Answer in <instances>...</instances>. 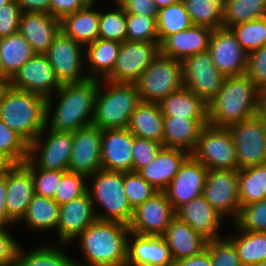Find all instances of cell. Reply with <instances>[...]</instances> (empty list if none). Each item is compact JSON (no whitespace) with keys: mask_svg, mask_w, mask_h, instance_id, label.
<instances>
[{"mask_svg":"<svg viewBox=\"0 0 266 266\" xmlns=\"http://www.w3.org/2000/svg\"><path fill=\"white\" fill-rule=\"evenodd\" d=\"M96 93L97 80L62 84L55 92L56 104L52 96L46 99L45 126L55 131L75 132L91 125Z\"/></svg>","mask_w":266,"mask_h":266,"instance_id":"cell-1","label":"cell"},{"mask_svg":"<svg viewBox=\"0 0 266 266\" xmlns=\"http://www.w3.org/2000/svg\"><path fill=\"white\" fill-rule=\"evenodd\" d=\"M129 225L96 219L75 240L85 255V262L75 266H126Z\"/></svg>","mask_w":266,"mask_h":266,"instance_id":"cell-2","label":"cell"},{"mask_svg":"<svg viewBox=\"0 0 266 266\" xmlns=\"http://www.w3.org/2000/svg\"><path fill=\"white\" fill-rule=\"evenodd\" d=\"M260 91L247 74L226 77L208 103V125L228 128L258 114Z\"/></svg>","mask_w":266,"mask_h":266,"instance_id":"cell-3","label":"cell"},{"mask_svg":"<svg viewBox=\"0 0 266 266\" xmlns=\"http://www.w3.org/2000/svg\"><path fill=\"white\" fill-rule=\"evenodd\" d=\"M46 98L6 86L0 97V120L28 144L45 128Z\"/></svg>","mask_w":266,"mask_h":266,"instance_id":"cell-4","label":"cell"},{"mask_svg":"<svg viewBox=\"0 0 266 266\" xmlns=\"http://www.w3.org/2000/svg\"><path fill=\"white\" fill-rule=\"evenodd\" d=\"M141 102L135 84L97 80L92 124L100 129L128 128L131 114Z\"/></svg>","mask_w":266,"mask_h":266,"instance_id":"cell-5","label":"cell"},{"mask_svg":"<svg viewBox=\"0 0 266 266\" xmlns=\"http://www.w3.org/2000/svg\"><path fill=\"white\" fill-rule=\"evenodd\" d=\"M87 181H89L87 191L93 203L96 218L101 221H116L129 225L134 209L124 193L123 172L100 169L89 176ZM97 205L102 209L98 210Z\"/></svg>","mask_w":266,"mask_h":266,"instance_id":"cell-6","label":"cell"},{"mask_svg":"<svg viewBox=\"0 0 266 266\" xmlns=\"http://www.w3.org/2000/svg\"><path fill=\"white\" fill-rule=\"evenodd\" d=\"M134 84L142 102L160 103L184 86L181 60L159 54Z\"/></svg>","mask_w":266,"mask_h":266,"instance_id":"cell-7","label":"cell"},{"mask_svg":"<svg viewBox=\"0 0 266 266\" xmlns=\"http://www.w3.org/2000/svg\"><path fill=\"white\" fill-rule=\"evenodd\" d=\"M72 147L73 132L55 131L45 126L36 139L28 144L27 160L35 168L67 171Z\"/></svg>","mask_w":266,"mask_h":266,"instance_id":"cell-8","label":"cell"},{"mask_svg":"<svg viewBox=\"0 0 266 266\" xmlns=\"http://www.w3.org/2000/svg\"><path fill=\"white\" fill-rule=\"evenodd\" d=\"M191 155L207 169L238 170L233 136L225 127L204 126Z\"/></svg>","mask_w":266,"mask_h":266,"instance_id":"cell-9","label":"cell"},{"mask_svg":"<svg viewBox=\"0 0 266 266\" xmlns=\"http://www.w3.org/2000/svg\"><path fill=\"white\" fill-rule=\"evenodd\" d=\"M84 48L62 31L55 36L45 55L61 84L79 83L89 79L84 69Z\"/></svg>","mask_w":266,"mask_h":266,"instance_id":"cell-10","label":"cell"},{"mask_svg":"<svg viewBox=\"0 0 266 266\" xmlns=\"http://www.w3.org/2000/svg\"><path fill=\"white\" fill-rule=\"evenodd\" d=\"M228 129L234 140L238 170L266 164V126L258 114Z\"/></svg>","mask_w":266,"mask_h":266,"instance_id":"cell-11","label":"cell"},{"mask_svg":"<svg viewBox=\"0 0 266 266\" xmlns=\"http://www.w3.org/2000/svg\"><path fill=\"white\" fill-rule=\"evenodd\" d=\"M205 200L225 219H237L241 204L238 170L208 169L203 189Z\"/></svg>","mask_w":266,"mask_h":266,"instance_id":"cell-12","label":"cell"},{"mask_svg":"<svg viewBox=\"0 0 266 266\" xmlns=\"http://www.w3.org/2000/svg\"><path fill=\"white\" fill-rule=\"evenodd\" d=\"M184 86L207 104L218 94L225 76L216 68L208 51L187 56L181 61Z\"/></svg>","mask_w":266,"mask_h":266,"instance_id":"cell-13","label":"cell"},{"mask_svg":"<svg viewBox=\"0 0 266 266\" xmlns=\"http://www.w3.org/2000/svg\"><path fill=\"white\" fill-rule=\"evenodd\" d=\"M159 54V42L124 41L121 43L113 71L105 80L134 84Z\"/></svg>","mask_w":266,"mask_h":266,"instance_id":"cell-14","label":"cell"},{"mask_svg":"<svg viewBox=\"0 0 266 266\" xmlns=\"http://www.w3.org/2000/svg\"><path fill=\"white\" fill-rule=\"evenodd\" d=\"M8 85L17 90L39 94L47 99L54 96L62 84L57 79L46 55L34 54L8 81Z\"/></svg>","mask_w":266,"mask_h":266,"instance_id":"cell-15","label":"cell"},{"mask_svg":"<svg viewBox=\"0 0 266 266\" xmlns=\"http://www.w3.org/2000/svg\"><path fill=\"white\" fill-rule=\"evenodd\" d=\"M210 53L216 68L225 76L246 74L248 56L230 29H214L209 42Z\"/></svg>","mask_w":266,"mask_h":266,"instance_id":"cell-16","label":"cell"},{"mask_svg":"<svg viewBox=\"0 0 266 266\" xmlns=\"http://www.w3.org/2000/svg\"><path fill=\"white\" fill-rule=\"evenodd\" d=\"M101 145L102 129L93 124L73 132V147L67 171L88 178L102 169Z\"/></svg>","mask_w":266,"mask_h":266,"instance_id":"cell-17","label":"cell"},{"mask_svg":"<svg viewBox=\"0 0 266 266\" xmlns=\"http://www.w3.org/2000/svg\"><path fill=\"white\" fill-rule=\"evenodd\" d=\"M175 213L166 194L158 192L134 209L129 224L130 232L140 235H163L176 216Z\"/></svg>","mask_w":266,"mask_h":266,"instance_id":"cell-18","label":"cell"},{"mask_svg":"<svg viewBox=\"0 0 266 266\" xmlns=\"http://www.w3.org/2000/svg\"><path fill=\"white\" fill-rule=\"evenodd\" d=\"M208 169L191 154L163 191L176 211L183 204L203 195Z\"/></svg>","mask_w":266,"mask_h":266,"instance_id":"cell-19","label":"cell"},{"mask_svg":"<svg viewBox=\"0 0 266 266\" xmlns=\"http://www.w3.org/2000/svg\"><path fill=\"white\" fill-rule=\"evenodd\" d=\"M96 215L88 191L59 209L57 225L58 244L66 246L84 232L95 220Z\"/></svg>","mask_w":266,"mask_h":266,"instance_id":"cell-20","label":"cell"},{"mask_svg":"<svg viewBox=\"0 0 266 266\" xmlns=\"http://www.w3.org/2000/svg\"><path fill=\"white\" fill-rule=\"evenodd\" d=\"M135 136L127 128L102 129V169L116 172L132 171V147Z\"/></svg>","mask_w":266,"mask_h":266,"instance_id":"cell-21","label":"cell"},{"mask_svg":"<svg viewBox=\"0 0 266 266\" xmlns=\"http://www.w3.org/2000/svg\"><path fill=\"white\" fill-rule=\"evenodd\" d=\"M173 263L163 235L129 233L126 266H173Z\"/></svg>","mask_w":266,"mask_h":266,"instance_id":"cell-22","label":"cell"},{"mask_svg":"<svg viewBox=\"0 0 266 266\" xmlns=\"http://www.w3.org/2000/svg\"><path fill=\"white\" fill-rule=\"evenodd\" d=\"M61 31L60 19L44 12H22L18 32L35 54H45Z\"/></svg>","mask_w":266,"mask_h":266,"instance_id":"cell-23","label":"cell"},{"mask_svg":"<svg viewBox=\"0 0 266 266\" xmlns=\"http://www.w3.org/2000/svg\"><path fill=\"white\" fill-rule=\"evenodd\" d=\"M175 212L176 217L208 241L224 237L219 228L225 218L214 210L203 195L183 204Z\"/></svg>","mask_w":266,"mask_h":266,"instance_id":"cell-24","label":"cell"},{"mask_svg":"<svg viewBox=\"0 0 266 266\" xmlns=\"http://www.w3.org/2000/svg\"><path fill=\"white\" fill-rule=\"evenodd\" d=\"M6 185L8 217L18 224L35 195L31 172L23 164H15L6 173Z\"/></svg>","mask_w":266,"mask_h":266,"instance_id":"cell-25","label":"cell"},{"mask_svg":"<svg viewBox=\"0 0 266 266\" xmlns=\"http://www.w3.org/2000/svg\"><path fill=\"white\" fill-rule=\"evenodd\" d=\"M212 32L213 29L209 27L192 25L186 30L166 37L160 43V54L182 61L187 56L206 52Z\"/></svg>","mask_w":266,"mask_h":266,"instance_id":"cell-26","label":"cell"},{"mask_svg":"<svg viewBox=\"0 0 266 266\" xmlns=\"http://www.w3.org/2000/svg\"><path fill=\"white\" fill-rule=\"evenodd\" d=\"M189 155L181 149L162 147L155 159L137 173L156 190L163 192Z\"/></svg>","mask_w":266,"mask_h":266,"instance_id":"cell-27","label":"cell"},{"mask_svg":"<svg viewBox=\"0 0 266 266\" xmlns=\"http://www.w3.org/2000/svg\"><path fill=\"white\" fill-rule=\"evenodd\" d=\"M163 147L193 152L202 128L208 125V118H185L163 116Z\"/></svg>","mask_w":266,"mask_h":266,"instance_id":"cell-28","label":"cell"},{"mask_svg":"<svg viewBox=\"0 0 266 266\" xmlns=\"http://www.w3.org/2000/svg\"><path fill=\"white\" fill-rule=\"evenodd\" d=\"M163 238L174 261L201 253L206 249L208 241L176 216L163 234Z\"/></svg>","mask_w":266,"mask_h":266,"instance_id":"cell-29","label":"cell"},{"mask_svg":"<svg viewBox=\"0 0 266 266\" xmlns=\"http://www.w3.org/2000/svg\"><path fill=\"white\" fill-rule=\"evenodd\" d=\"M120 47V42L99 38L85 46V68L88 78L105 80L113 71Z\"/></svg>","mask_w":266,"mask_h":266,"instance_id":"cell-30","label":"cell"},{"mask_svg":"<svg viewBox=\"0 0 266 266\" xmlns=\"http://www.w3.org/2000/svg\"><path fill=\"white\" fill-rule=\"evenodd\" d=\"M164 119L159 103L141 102L131 114L128 130L139 138L163 143Z\"/></svg>","mask_w":266,"mask_h":266,"instance_id":"cell-31","label":"cell"},{"mask_svg":"<svg viewBox=\"0 0 266 266\" xmlns=\"http://www.w3.org/2000/svg\"><path fill=\"white\" fill-rule=\"evenodd\" d=\"M61 31L83 46L95 42L99 36V10L94 6H84L75 13L60 20Z\"/></svg>","mask_w":266,"mask_h":266,"instance_id":"cell-32","label":"cell"},{"mask_svg":"<svg viewBox=\"0 0 266 266\" xmlns=\"http://www.w3.org/2000/svg\"><path fill=\"white\" fill-rule=\"evenodd\" d=\"M34 54L19 32L0 38V79L9 81Z\"/></svg>","mask_w":266,"mask_h":266,"instance_id":"cell-33","label":"cell"},{"mask_svg":"<svg viewBox=\"0 0 266 266\" xmlns=\"http://www.w3.org/2000/svg\"><path fill=\"white\" fill-rule=\"evenodd\" d=\"M159 105L163 116L208 118V104L185 86L171 93Z\"/></svg>","mask_w":266,"mask_h":266,"instance_id":"cell-34","label":"cell"},{"mask_svg":"<svg viewBox=\"0 0 266 266\" xmlns=\"http://www.w3.org/2000/svg\"><path fill=\"white\" fill-rule=\"evenodd\" d=\"M233 227L236 232L226 237L234 244L241 265L254 266L266 261V233L242 231L235 224Z\"/></svg>","mask_w":266,"mask_h":266,"instance_id":"cell-35","label":"cell"},{"mask_svg":"<svg viewBox=\"0 0 266 266\" xmlns=\"http://www.w3.org/2000/svg\"><path fill=\"white\" fill-rule=\"evenodd\" d=\"M59 209L60 206L54 199L35 194L19 222H25L32 231L49 232L57 229Z\"/></svg>","mask_w":266,"mask_h":266,"instance_id":"cell-36","label":"cell"},{"mask_svg":"<svg viewBox=\"0 0 266 266\" xmlns=\"http://www.w3.org/2000/svg\"><path fill=\"white\" fill-rule=\"evenodd\" d=\"M61 244L58 247L46 242L38 247L25 251L22 246L19 247L16 255L15 266H75V259L64 252Z\"/></svg>","mask_w":266,"mask_h":266,"instance_id":"cell-37","label":"cell"},{"mask_svg":"<svg viewBox=\"0 0 266 266\" xmlns=\"http://www.w3.org/2000/svg\"><path fill=\"white\" fill-rule=\"evenodd\" d=\"M238 189L241 207L266 199V164L239 169Z\"/></svg>","mask_w":266,"mask_h":266,"instance_id":"cell-38","label":"cell"},{"mask_svg":"<svg viewBox=\"0 0 266 266\" xmlns=\"http://www.w3.org/2000/svg\"><path fill=\"white\" fill-rule=\"evenodd\" d=\"M193 25L222 28V15L227 0H182Z\"/></svg>","mask_w":266,"mask_h":266,"instance_id":"cell-39","label":"cell"},{"mask_svg":"<svg viewBox=\"0 0 266 266\" xmlns=\"http://www.w3.org/2000/svg\"><path fill=\"white\" fill-rule=\"evenodd\" d=\"M266 17V0H227L222 27L229 29L239 23Z\"/></svg>","mask_w":266,"mask_h":266,"instance_id":"cell-40","label":"cell"},{"mask_svg":"<svg viewBox=\"0 0 266 266\" xmlns=\"http://www.w3.org/2000/svg\"><path fill=\"white\" fill-rule=\"evenodd\" d=\"M156 23L159 43L166 37L193 25L182 0L159 9Z\"/></svg>","mask_w":266,"mask_h":266,"instance_id":"cell-41","label":"cell"},{"mask_svg":"<svg viewBox=\"0 0 266 266\" xmlns=\"http://www.w3.org/2000/svg\"><path fill=\"white\" fill-rule=\"evenodd\" d=\"M114 10H99V39L126 41L127 13L119 3H114Z\"/></svg>","mask_w":266,"mask_h":266,"instance_id":"cell-42","label":"cell"},{"mask_svg":"<svg viewBox=\"0 0 266 266\" xmlns=\"http://www.w3.org/2000/svg\"><path fill=\"white\" fill-rule=\"evenodd\" d=\"M229 29L247 53L266 45V17L239 23Z\"/></svg>","mask_w":266,"mask_h":266,"instance_id":"cell-43","label":"cell"},{"mask_svg":"<svg viewBox=\"0 0 266 266\" xmlns=\"http://www.w3.org/2000/svg\"><path fill=\"white\" fill-rule=\"evenodd\" d=\"M127 35L129 42H159L157 23L154 17L127 13Z\"/></svg>","mask_w":266,"mask_h":266,"instance_id":"cell-44","label":"cell"},{"mask_svg":"<svg viewBox=\"0 0 266 266\" xmlns=\"http://www.w3.org/2000/svg\"><path fill=\"white\" fill-rule=\"evenodd\" d=\"M233 224L242 231L266 233V199L242 206Z\"/></svg>","mask_w":266,"mask_h":266,"instance_id":"cell-45","label":"cell"},{"mask_svg":"<svg viewBox=\"0 0 266 266\" xmlns=\"http://www.w3.org/2000/svg\"><path fill=\"white\" fill-rule=\"evenodd\" d=\"M0 151L14 164H23L28 157V143L0 120Z\"/></svg>","mask_w":266,"mask_h":266,"instance_id":"cell-46","label":"cell"},{"mask_svg":"<svg viewBox=\"0 0 266 266\" xmlns=\"http://www.w3.org/2000/svg\"><path fill=\"white\" fill-rule=\"evenodd\" d=\"M123 186L124 193L133 209L159 192L134 171L123 172Z\"/></svg>","mask_w":266,"mask_h":266,"instance_id":"cell-47","label":"cell"},{"mask_svg":"<svg viewBox=\"0 0 266 266\" xmlns=\"http://www.w3.org/2000/svg\"><path fill=\"white\" fill-rule=\"evenodd\" d=\"M87 179L82 174L65 172L61 177L53 199L61 206L80 197L87 191Z\"/></svg>","mask_w":266,"mask_h":266,"instance_id":"cell-48","label":"cell"},{"mask_svg":"<svg viewBox=\"0 0 266 266\" xmlns=\"http://www.w3.org/2000/svg\"><path fill=\"white\" fill-rule=\"evenodd\" d=\"M23 165L31 172L35 194L53 199L62 175L67 171L35 168L27 159Z\"/></svg>","mask_w":266,"mask_h":266,"instance_id":"cell-49","label":"cell"},{"mask_svg":"<svg viewBox=\"0 0 266 266\" xmlns=\"http://www.w3.org/2000/svg\"><path fill=\"white\" fill-rule=\"evenodd\" d=\"M212 266H242L234 244L226 237L207 241Z\"/></svg>","mask_w":266,"mask_h":266,"instance_id":"cell-50","label":"cell"},{"mask_svg":"<svg viewBox=\"0 0 266 266\" xmlns=\"http://www.w3.org/2000/svg\"><path fill=\"white\" fill-rule=\"evenodd\" d=\"M162 147L161 143L135 137L131 150L132 171L137 172L140 168L149 165Z\"/></svg>","mask_w":266,"mask_h":266,"instance_id":"cell-51","label":"cell"},{"mask_svg":"<svg viewBox=\"0 0 266 266\" xmlns=\"http://www.w3.org/2000/svg\"><path fill=\"white\" fill-rule=\"evenodd\" d=\"M246 74L260 92L266 90V45L249 53Z\"/></svg>","mask_w":266,"mask_h":266,"instance_id":"cell-52","label":"cell"},{"mask_svg":"<svg viewBox=\"0 0 266 266\" xmlns=\"http://www.w3.org/2000/svg\"><path fill=\"white\" fill-rule=\"evenodd\" d=\"M21 13L22 11L15 0L0 8V38L18 32Z\"/></svg>","mask_w":266,"mask_h":266,"instance_id":"cell-53","label":"cell"},{"mask_svg":"<svg viewBox=\"0 0 266 266\" xmlns=\"http://www.w3.org/2000/svg\"><path fill=\"white\" fill-rule=\"evenodd\" d=\"M7 226L0 225V266H15L17 251L21 244H18Z\"/></svg>","mask_w":266,"mask_h":266,"instance_id":"cell-54","label":"cell"},{"mask_svg":"<svg viewBox=\"0 0 266 266\" xmlns=\"http://www.w3.org/2000/svg\"><path fill=\"white\" fill-rule=\"evenodd\" d=\"M119 4L126 13L154 17L157 20L158 8L153 0H121Z\"/></svg>","mask_w":266,"mask_h":266,"instance_id":"cell-55","label":"cell"},{"mask_svg":"<svg viewBox=\"0 0 266 266\" xmlns=\"http://www.w3.org/2000/svg\"><path fill=\"white\" fill-rule=\"evenodd\" d=\"M84 6L81 0H51L50 14L61 20L64 16L75 13Z\"/></svg>","mask_w":266,"mask_h":266,"instance_id":"cell-56","label":"cell"},{"mask_svg":"<svg viewBox=\"0 0 266 266\" xmlns=\"http://www.w3.org/2000/svg\"><path fill=\"white\" fill-rule=\"evenodd\" d=\"M22 12H44L50 14L51 0H15Z\"/></svg>","mask_w":266,"mask_h":266,"instance_id":"cell-57","label":"cell"},{"mask_svg":"<svg viewBox=\"0 0 266 266\" xmlns=\"http://www.w3.org/2000/svg\"><path fill=\"white\" fill-rule=\"evenodd\" d=\"M173 266H212V264L209 251L204 249L199 254L174 261Z\"/></svg>","mask_w":266,"mask_h":266,"instance_id":"cell-58","label":"cell"},{"mask_svg":"<svg viewBox=\"0 0 266 266\" xmlns=\"http://www.w3.org/2000/svg\"><path fill=\"white\" fill-rule=\"evenodd\" d=\"M6 173L0 176V225L11 226L14 222L8 217L6 208Z\"/></svg>","mask_w":266,"mask_h":266,"instance_id":"cell-59","label":"cell"},{"mask_svg":"<svg viewBox=\"0 0 266 266\" xmlns=\"http://www.w3.org/2000/svg\"><path fill=\"white\" fill-rule=\"evenodd\" d=\"M15 164L0 151V176L7 173Z\"/></svg>","mask_w":266,"mask_h":266,"instance_id":"cell-60","label":"cell"},{"mask_svg":"<svg viewBox=\"0 0 266 266\" xmlns=\"http://www.w3.org/2000/svg\"><path fill=\"white\" fill-rule=\"evenodd\" d=\"M258 115L262 118L266 126V90L260 92Z\"/></svg>","mask_w":266,"mask_h":266,"instance_id":"cell-61","label":"cell"},{"mask_svg":"<svg viewBox=\"0 0 266 266\" xmlns=\"http://www.w3.org/2000/svg\"><path fill=\"white\" fill-rule=\"evenodd\" d=\"M156 7L159 9L172 5L173 3L179 2L181 0H153Z\"/></svg>","mask_w":266,"mask_h":266,"instance_id":"cell-62","label":"cell"},{"mask_svg":"<svg viewBox=\"0 0 266 266\" xmlns=\"http://www.w3.org/2000/svg\"><path fill=\"white\" fill-rule=\"evenodd\" d=\"M7 85H8V81L4 79H0V97Z\"/></svg>","mask_w":266,"mask_h":266,"instance_id":"cell-63","label":"cell"},{"mask_svg":"<svg viewBox=\"0 0 266 266\" xmlns=\"http://www.w3.org/2000/svg\"><path fill=\"white\" fill-rule=\"evenodd\" d=\"M85 6H95L97 3V0H81Z\"/></svg>","mask_w":266,"mask_h":266,"instance_id":"cell-64","label":"cell"},{"mask_svg":"<svg viewBox=\"0 0 266 266\" xmlns=\"http://www.w3.org/2000/svg\"><path fill=\"white\" fill-rule=\"evenodd\" d=\"M13 0H0V8L3 7L4 5L10 3Z\"/></svg>","mask_w":266,"mask_h":266,"instance_id":"cell-65","label":"cell"},{"mask_svg":"<svg viewBox=\"0 0 266 266\" xmlns=\"http://www.w3.org/2000/svg\"><path fill=\"white\" fill-rule=\"evenodd\" d=\"M254 266H266V261H264V262H262V263H260L258 265H254Z\"/></svg>","mask_w":266,"mask_h":266,"instance_id":"cell-66","label":"cell"},{"mask_svg":"<svg viewBox=\"0 0 266 266\" xmlns=\"http://www.w3.org/2000/svg\"><path fill=\"white\" fill-rule=\"evenodd\" d=\"M115 3H119L121 2V0H113Z\"/></svg>","mask_w":266,"mask_h":266,"instance_id":"cell-67","label":"cell"}]
</instances>
